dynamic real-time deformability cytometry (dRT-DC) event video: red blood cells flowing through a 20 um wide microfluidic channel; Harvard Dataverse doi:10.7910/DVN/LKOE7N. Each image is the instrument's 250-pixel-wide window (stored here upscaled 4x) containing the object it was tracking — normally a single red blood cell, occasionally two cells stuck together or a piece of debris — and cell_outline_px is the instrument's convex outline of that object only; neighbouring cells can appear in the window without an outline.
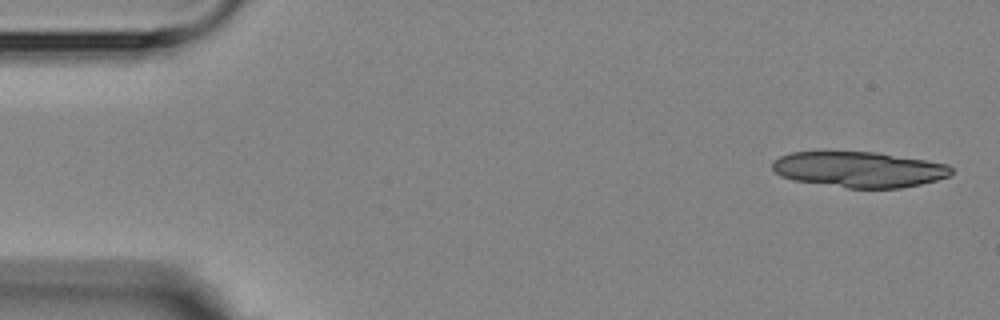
{"species": "Egyptian fruit bat (a non-hibernating species)", "species_latin": "Rousettus aegyptiacus", "temperature_condition": "room temperature", "stored_images_in_passage": 6, "camera_frame_rate_fps": 3000, "um_per_image_px": 0.085, "animal": {"sex": "female"}, "frame": {"image": 1, "passage_image": 1, "time_ms": 0.0, "image_size_px": [1000, 320], "cell_outline_px": [[952, 172], [948, 176], [936, 180], [920, 184], [900, 188], [848, 188], [792, 180], [780, 176], [772, 168], [772, 160], [780, 156], [792, 152], [876, 152], [948, 164], [952, 168]], "centroid_in_image_um": [72.99, 14.4], "position_along_channel_um": 12.0, "area_um2": 37.11}}
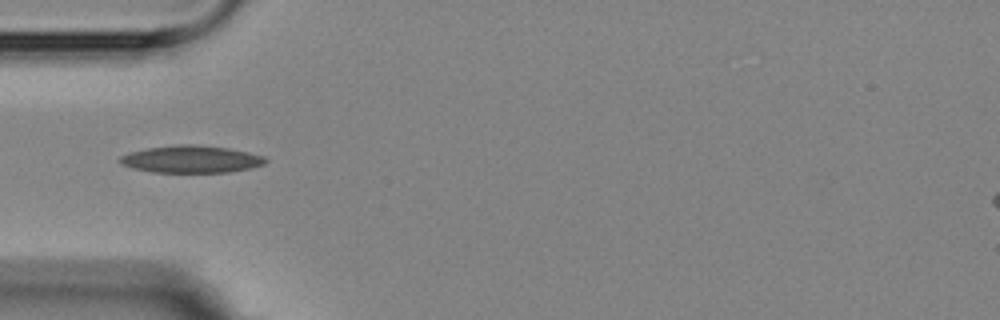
{"frame": {"image": 2, "passage_image": 5, "time_ms": 5.0, "image_size_px": [1000, 320], "cell_outline_px": [[268, 160], [264, 164], [252, 168], [228, 172], [152, 172], [132, 168], [120, 164], [116, 160], [120, 156], [128, 152], [148, 148], [176, 144], [192, 144], [228, 148], [248, 152], [264, 156]], "centroid_in_image_um": [16.21, 13.53], "position_along_channel_um": 68.8, "area_um2": 23.29}}
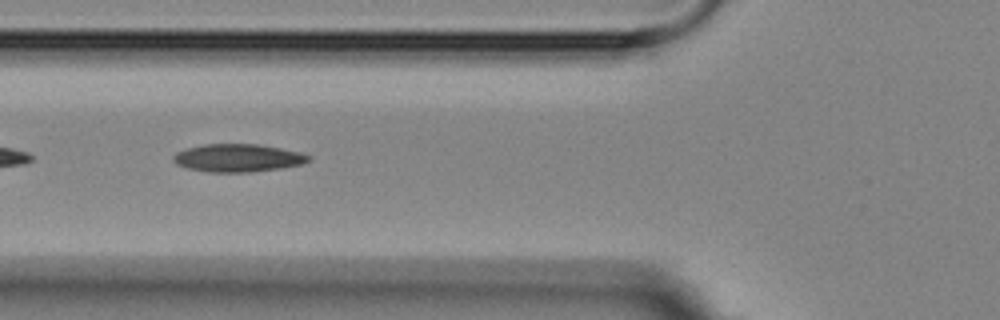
{"frame": {"image": 3, "passage_image": 6, "time_ms": 6.0, "image_size_px": [1000, 320], "cell_outline_px": [[312, 160], [300, 164], [280, 168], [252, 172], [208, 172], [188, 168], [176, 164], [172, 160], [172, 156], [176, 152], [188, 148], [204, 144], [260, 144], [300, 152], [312, 156]], "centroid_in_image_um": [20.22, 13.42], "position_along_channel_um": 105.6, "area_um2": 22.02}}